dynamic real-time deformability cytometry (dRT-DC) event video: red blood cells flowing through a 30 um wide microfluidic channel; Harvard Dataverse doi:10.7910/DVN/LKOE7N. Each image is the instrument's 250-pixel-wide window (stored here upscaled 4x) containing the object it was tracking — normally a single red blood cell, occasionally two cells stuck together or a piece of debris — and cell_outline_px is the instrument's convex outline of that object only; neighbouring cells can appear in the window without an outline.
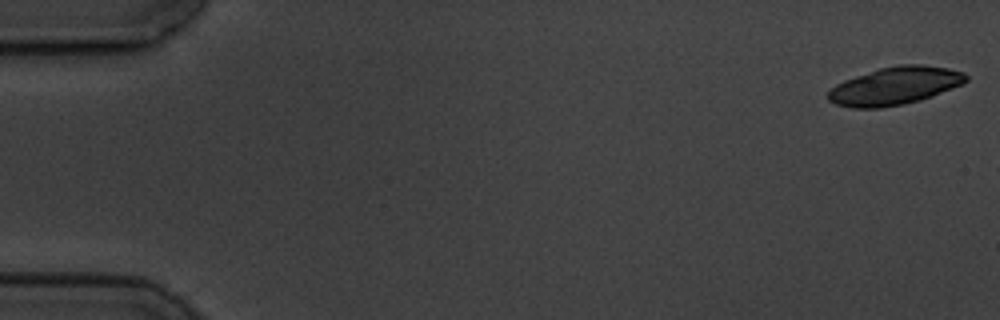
{"species": "common noctule bat (a hibernating species)", "species_latin": "Nyctalus noctula", "temperature_condition": "cold", "stored_images_in_passage": 4, "camera_frame_rate_fps": 3000, "um_per_image_px": 0.085, "animal": {"sex": "male", "body_mass_g": 19.5, "forearm_length_mm": 54.6}, "frame": {"image": 1, "passage_image": 1, "time_ms": 0.0, "image_size_px": [1000, 320], "cell_outline_px": [[968, 80], [964, 84], [932, 96], [920, 100], [904, 104], [880, 108], [852, 108], [836, 104], [828, 100], [828, 92], [836, 84], [844, 80], [880, 68], [900, 64], [920, 64], [948, 68], [964, 72], [968, 76]], "centroid_in_image_um": [76.1, 7.3], "position_along_channel_um": 8.9, "area_um2": 30.4}}